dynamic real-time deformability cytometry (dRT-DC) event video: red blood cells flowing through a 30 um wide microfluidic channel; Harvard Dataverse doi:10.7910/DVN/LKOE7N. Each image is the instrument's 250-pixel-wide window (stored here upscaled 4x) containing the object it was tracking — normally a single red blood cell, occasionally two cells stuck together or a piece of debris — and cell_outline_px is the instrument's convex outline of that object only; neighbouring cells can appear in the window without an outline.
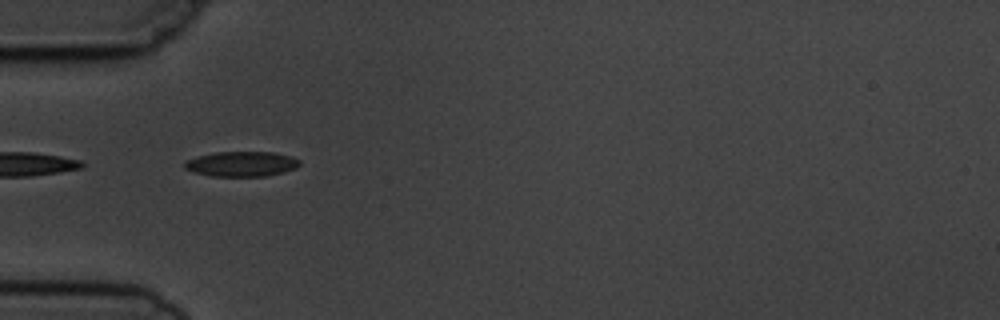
{"species": "common noctule bat (a hibernating species)", "species_latin": "Nyctalus noctula", "temperature_condition": "cold", "stored_images_in_passage": 3, "camera_frame_rate_fps": 3000, "um_per_image_px": 0.085, "animal": {"sex": "male", "body_mass_g": 19.5, "forearm_length_mm": 54.6}, "frame": {"image": 1, "passage_image": 2, "time_ms": 1.0, "image_size_px": [1000, 320], "cell_outline_px": [[300, 164], [296, 168], [284, 172], [264, 176], [212, 176], [192, 172], [184, 168], [184, 160], [196, 156], [216, 152], [272, 152], [292, 156], [300, 160]], "centroid_in_image_um": [20.5, 13.93], "position_along_channel_um": 64.5, "area_um2": 16.94}}
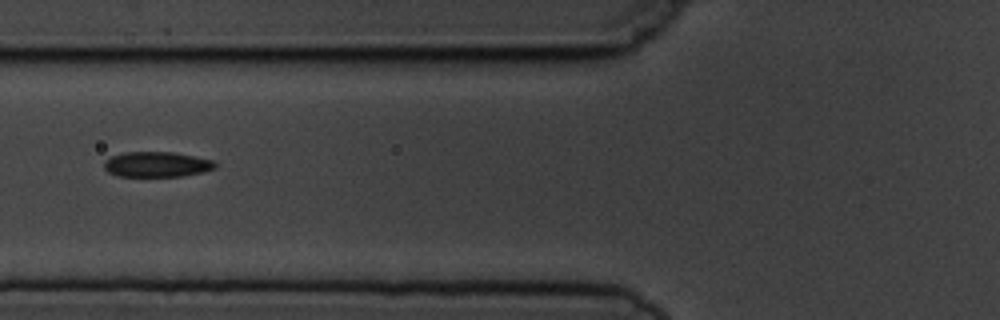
{"frame": {"image": 2, "passage_image": 3, "time_ms": 2.333, "image_size_px": [1000, 320], "cell_outline_px": [[216, 168], [200, 172], [180, 176], [120, 176], [108, 172], [104, 168], [104, 160], [112, 156], [124, 152], [172, 152], [212, 160], [216, 164]], "centroid_in_image_um": [13.28, 13.97], "position_along_channel_um": 112.5, "area_um2": 16.13}}